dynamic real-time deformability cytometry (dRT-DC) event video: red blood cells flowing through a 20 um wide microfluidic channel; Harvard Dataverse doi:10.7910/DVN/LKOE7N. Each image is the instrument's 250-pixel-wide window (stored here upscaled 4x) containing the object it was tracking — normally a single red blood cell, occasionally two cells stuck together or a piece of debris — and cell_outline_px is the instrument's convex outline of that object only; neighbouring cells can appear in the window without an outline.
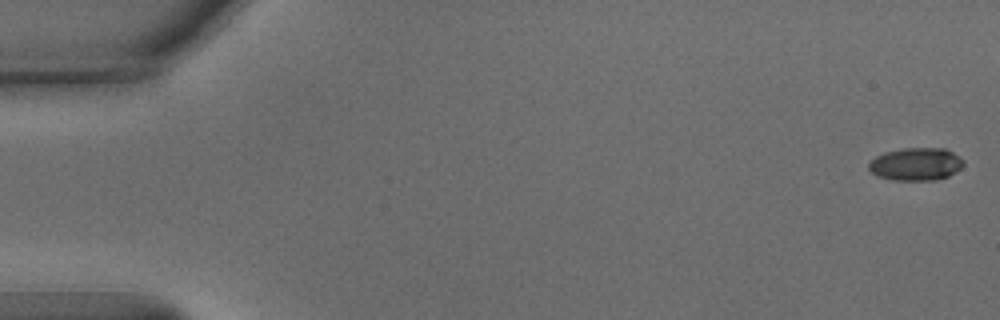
{"species": "common noctule bat (a hibernating species)", "species_latin": "Nyctalus noctula", "temperature_condition": "warm", "stored_images_in_passage": 54, "segment_of_instrument_passage": [1, 2], "camera_frame_rate_fps": 3000, "um_per_image_px": 0.085, "animal": {"sex": "male", "body_mass_g": 15.6}, "frame": {"image": 1, "passage_image": 1, "time_ms": 0.0, "image_size_px": [1000, 320], "cell_outline_px": [[964, 164], [960, 168], [948, 176], [936, 180], [892, 180], [876, 176], [868, 168], [868, 164], [876, 156], [884, 152], [904, 148], [944, 148], [960, 156], [964, 160]], "centroid_in_image_um": [77.85, 13.95], "position_along_channel_um": 7.2, "area_um2": 18.15}}
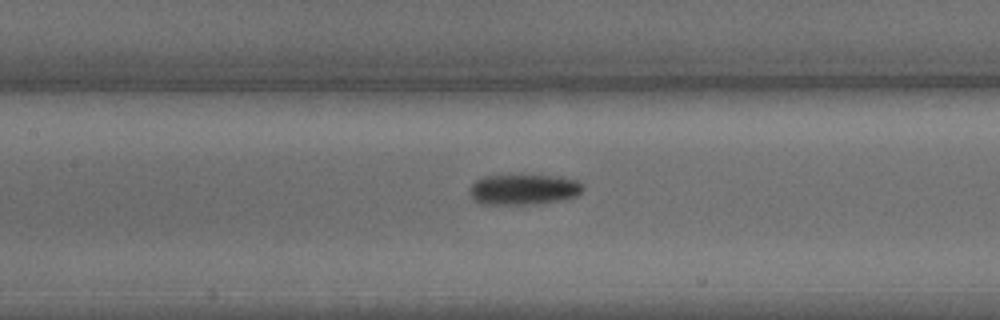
{"frame": {"image": 2, "passage_image": 25, "time_ms": 8.0, "image_size_px": [1000, 320], "cell_outline_px": [[584, 188], [576, 196], [564, 200], [536, 204], [484, 204], [476, 200], [472, 196], [472, 184], [476, 180], [484, 176], [556, 176], [576, 180], [584, 184]], "centroid_in_image_um": [44.58, 16.11], "position_along_channel_um": 162.8, "area_um2": 19.83}}
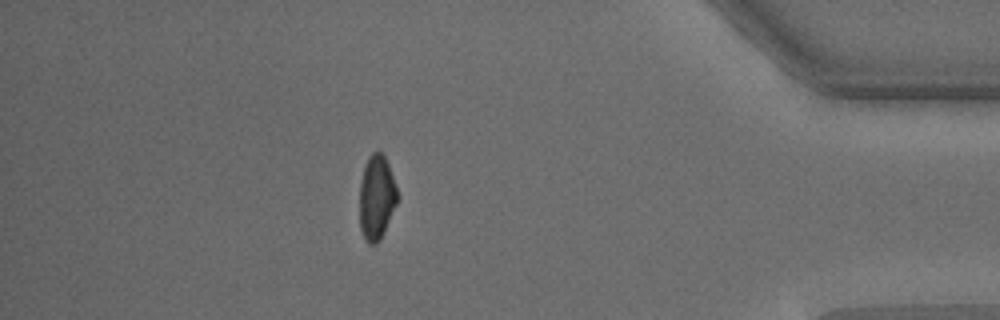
{"frame": {"image": 3, "passage_image": 47, "time_ms": 15.333, "image_size_px": [1000, 320], "cell_outline_px": [[396, 204], [384, 232], [380, 240], [376, 244], [368, 244], [364, 240], [360, 228], [360, 180], [364, 164], [368, 156], [372, 152], [380, 152], [384, 156], [388, 164], [396, 188]], "centroid_in_image_um": [31.97, 16.8], "position_along_channel_um": 403.2, "area_um2": 18.5}}